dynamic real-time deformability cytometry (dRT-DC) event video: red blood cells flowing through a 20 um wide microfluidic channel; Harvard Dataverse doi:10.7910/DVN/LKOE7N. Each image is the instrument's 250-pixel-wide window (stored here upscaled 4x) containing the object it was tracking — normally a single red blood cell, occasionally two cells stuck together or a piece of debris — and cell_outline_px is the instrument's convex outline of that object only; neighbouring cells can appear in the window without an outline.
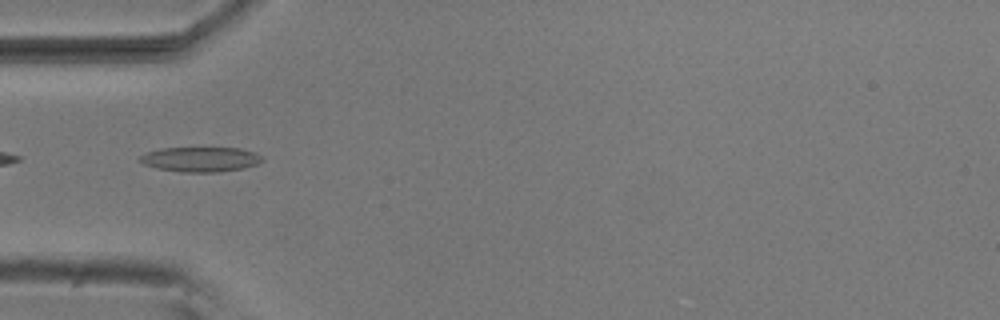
{"species": "common noctule bat (a hibernating species)", "species_latin": "Nyctalus noctula", "temperature_condition": "room temperature", "stored_images_in_passage": 7, "camera_frame_rate_fps": 3000, "um_per_image_px": 0.085, "animal": {"sex": "male", "body_mass_g": 20.5, "forearm_length_mm": 52.5}, "frame": {"image": 1, "passage_image": 5, "time_ms": 1.333, "image_size_px": [1000, 320], "cell_outline_px": [[264, 160], [256, 164], [244, 168], [220, 172], [180, 172], [156, 168], [144, 164], [140, 160], [140, 156], [148, 152], [160, 148], [240, 148], [264, 156]], "centroid_in_image_um": [17.07, 13.55], "position_along_channel_um": 67.9, "area_um2": 17.69}}
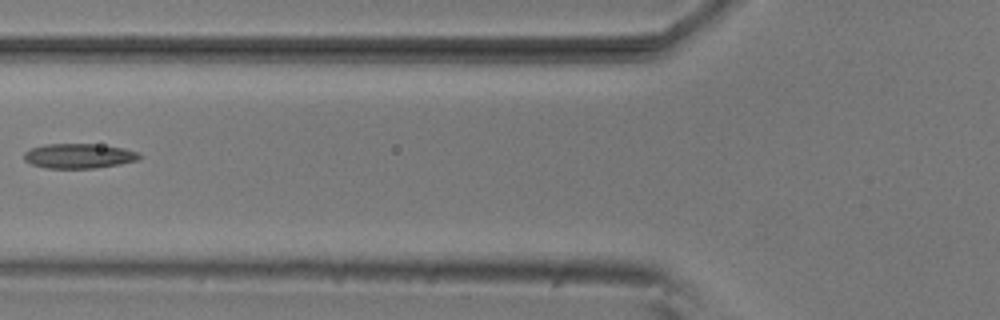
{"frame": {"image": 2, "passage_image": 6, "time_ms": 1.667, "image_size_px": [1000, 320], "cell_outline_px": [[140, 156], [136, 160], [120, 164], [96, 168], [44, 168], [32, 164], [24, 160], [24, 152], [32, 148], [44, 144], [96, 144], [124, 148], [140, 152]], "centroid_in_image_um": [6.69, 13.25], "position_along_channel_um": 119.1, "area_um2": 16.65}}
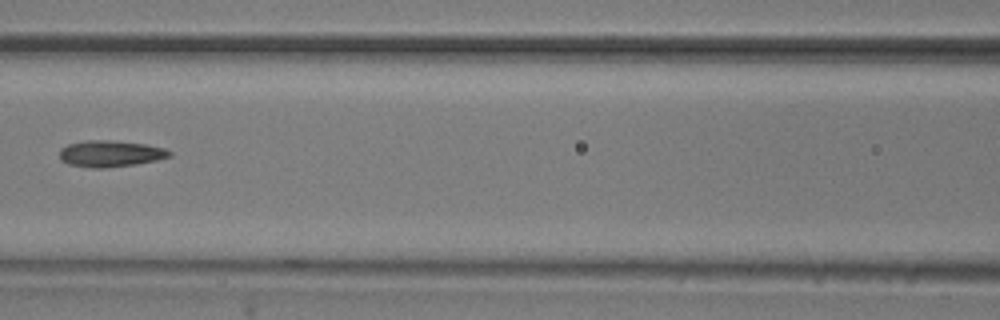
{"frame": {"image": 3, "passage_image": 7, "time_ms": 2.0, "image_size_px": [1000, 320], "cell_outline_px": [[172, 156], [156, 160], [136, 164], [104, 168], [92, 168], [68, 164], [60, 160], [60, 148], [68, 144], [84, 140], [112, 140], [144, 144], [164, 148], [172, 152]], "centroid_in_image_um": [9.36, 13.06], "position_along_channel_um": 157.2, "area_um2": 16.99}}